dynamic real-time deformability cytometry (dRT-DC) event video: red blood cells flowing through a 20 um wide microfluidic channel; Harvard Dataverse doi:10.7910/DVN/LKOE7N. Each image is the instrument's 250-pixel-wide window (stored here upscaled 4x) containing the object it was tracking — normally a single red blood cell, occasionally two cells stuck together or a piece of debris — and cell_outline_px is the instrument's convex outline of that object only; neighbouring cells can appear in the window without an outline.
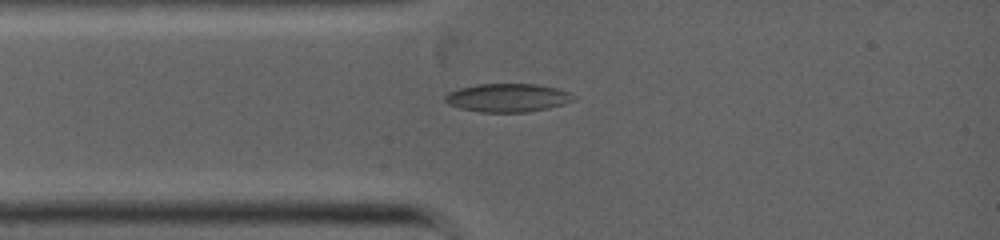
{"species": "common noctule bat (a hibernating species)", "species_latin": "Nyctalus noctula", "temperature_condition": "warm", "stored_images_in_passage": 4, "camera_frame_rate_fps": 5000, "um_per_image_px": 0.085, "animal": {"sex": "female", "body_mass_g": 19.0, "forearm_length_mm": 53.3}, "frame": {"image": 1, "passage_image": 2, "time_ms": 0.2, "image_size_px": [1000, 240], "cell_outline_px": [[576, 96], [572, 100], [564, 104], [548, 108], [528, 112], [480, 112], [460, 108], [448, 104], [444, 100], [444, 96], [448, 92], [460, 88], [476, 84], [536, 84], [556, 88], [568, 92]], "centroid_in_image_um": [43.12, 8.31], "position_along_channel_um": 41.9, "area_um2": 21.21}}